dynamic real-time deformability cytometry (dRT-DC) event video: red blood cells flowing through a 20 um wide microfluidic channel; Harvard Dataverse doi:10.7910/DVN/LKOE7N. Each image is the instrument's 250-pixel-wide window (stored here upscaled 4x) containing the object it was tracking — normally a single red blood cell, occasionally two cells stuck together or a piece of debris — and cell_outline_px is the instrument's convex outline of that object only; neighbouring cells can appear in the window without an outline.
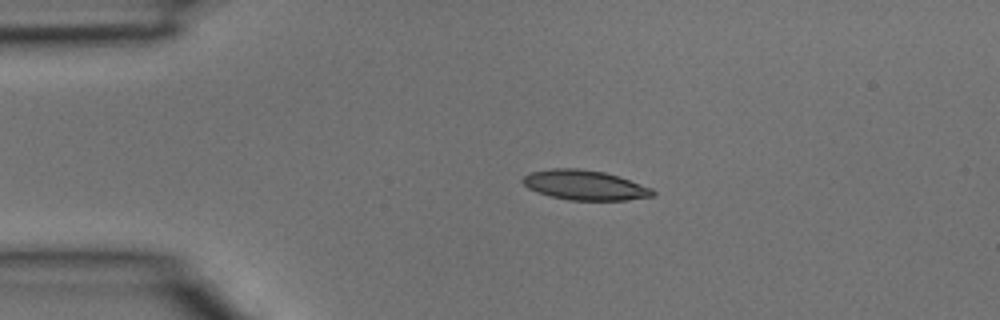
{"species": "common noctule bat (a hibernating species)", "species_latin": "Nyctalus noctula", "temperature_condition": "room temperature", "stored_images_in_passage": 32, "camera_frame_rate_fps": 3000, "um_per_image_px": 0.085, "animal": {"sex": "male", "body_mass_g": 15.6}, "frame": {"image": 1, "passage_image": 1, "time_ms": 0.0, "image_size_px": [1000, 320], "cell_outline_px": [[656, 192], [652, 196], [628, 200], [568, 200], [536, 192], [528, 188], [520, 180], [528, 172], [552, 168], [580, 168], [604, 172], [620, 176], [652, 188]], "centroid_in_image_um": [49.69, 15.72], "position_along_channel_um": 35.3, "area_um2": 22.77}}
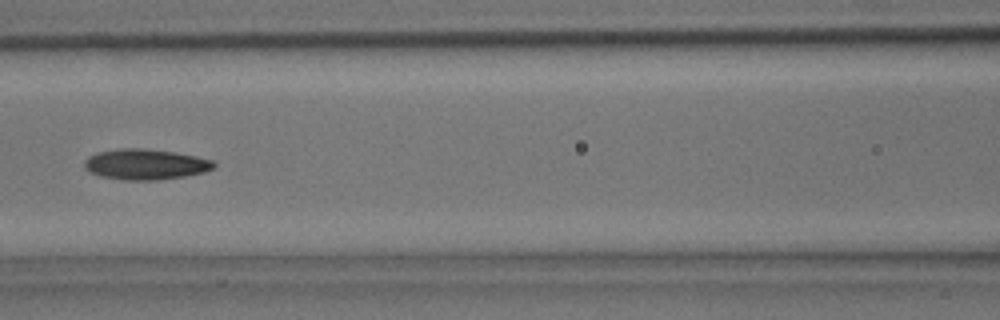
{"frame": {"image": 2, "passage_image": 10, "time_ms": 3.0, "image_size_px": [1000, 320], "cell_outline_px": [[216, 168], [204, 172], [184, 176], [160, 180], [124, 180], [100, 176], [88, 172], [84, 168], [84, 160], [88, 156], [96, 152], [120, 148], [140, 148], [172, 152], [196, 156], [216, 160]], "centroid_in_image_um": [12.36, 13.97], "position_along_channel_um": 154.2, "area_um2": 23.35}}
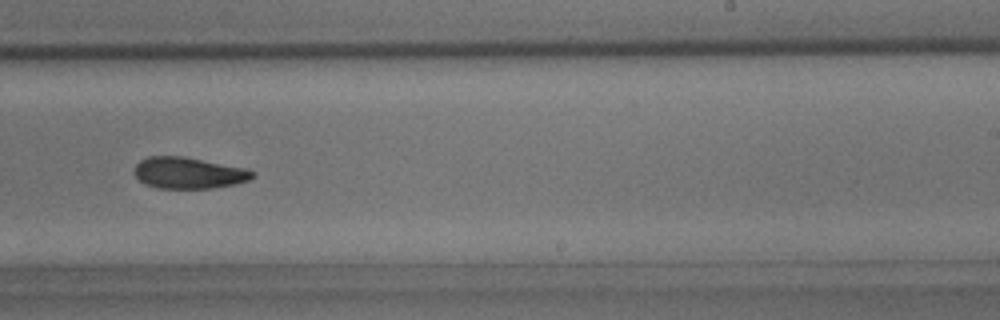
{"frame": {"image": 3, "passage_image": 17, "time_ms": 5.333, "image_size_px": [1000, 320], "cell_outline_px": [[256, 176], [248, 180], [236, 184], [212, 188], [156, 188], [144, 184], [136, 176], [136, 164], [140, 160], [148, 156], [180, 156], [244, 168], [256, 172]], "centroid_in_image_um": [16.04, 14.71], "position_along_channel_um": 273.0, "area_um2": 21.39}}